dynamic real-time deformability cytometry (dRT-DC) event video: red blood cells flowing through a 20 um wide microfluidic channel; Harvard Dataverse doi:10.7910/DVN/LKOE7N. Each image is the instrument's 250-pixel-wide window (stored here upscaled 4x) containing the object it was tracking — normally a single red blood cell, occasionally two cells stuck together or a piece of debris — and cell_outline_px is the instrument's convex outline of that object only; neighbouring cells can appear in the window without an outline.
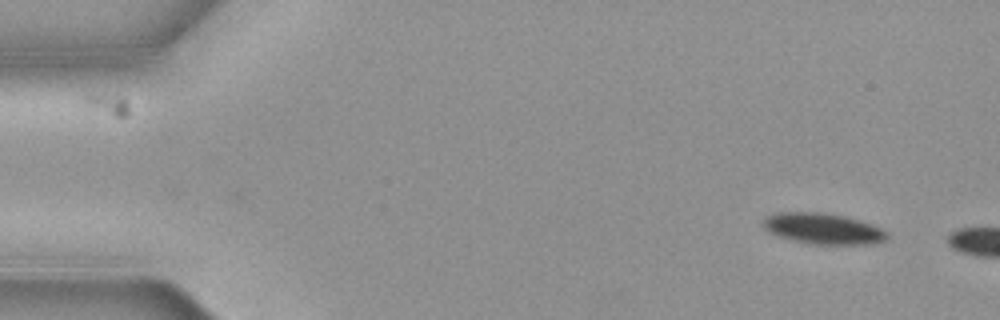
{"species": "common noctule bat (a hibernating species)", "species_latin": "Nyctalus noctula", "temperature_condition": "cold", "stored_images_in_passage": 7, "camera_frame_rate_fps": 3000, "um_per_image_px": 0.085, "animal": {"sex": "female", "body_mass_g": 19.3, "forearm_length_mm": 54.1}, "frame": {"image": 1, "passage_image": 1, "time_ms": 0.0, "image_size_px": [1000, 320], "cell_outline_px": [[888, 240], [872, 244], [812, 244], [780, 236], [768, 232], [760, 224], [764, 216], [776, 212], [820, 212], [844, 216], [860, 220], [872, 224], [888, 232]], "centroid_in_image_um": [69.95, 19.42], "position_along_channel_um": 15.1, "area_um2": 22.48}}
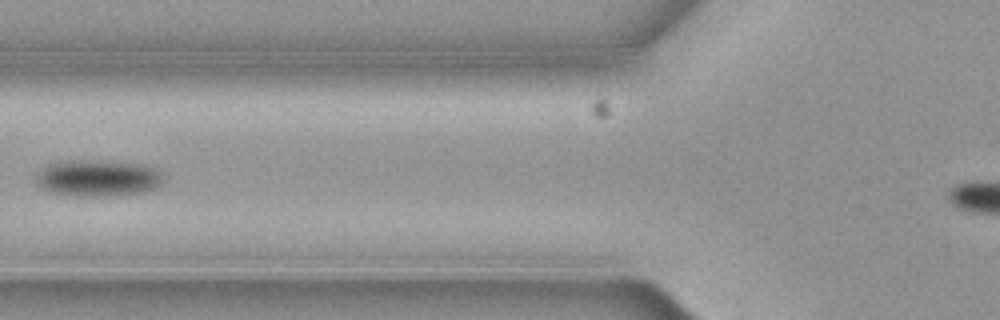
{"frame": {"image": 2, "passage_image": 6, "time_ms": 1.667, "image_size_px": [1000, 320], "cell_outline_px": [[164, 184], [156, 188], [144, 192], [104, 196], [76, 196], [48, 192], [40, 188], [36, 184], [36, 172], [40, 168], [48, 164], [68, 160], [112, 160], [140, 164], [156, 168], [164, 176]], "centroid_in_image_um": [8.31, 15.13], "position_along_channel_um": 117.5, "area_um2": 27.86}}
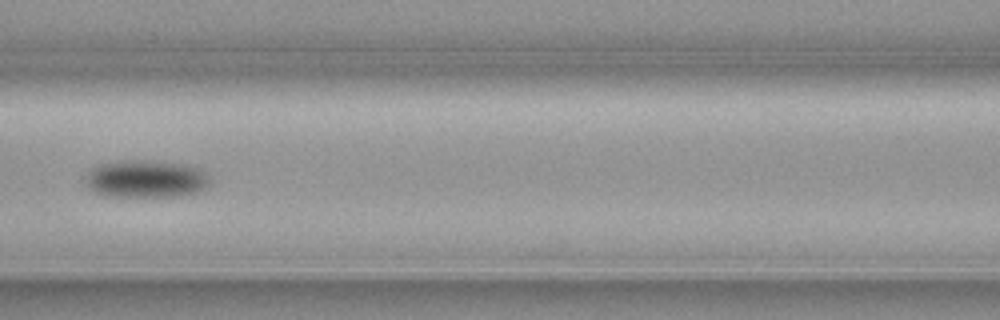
{"frame": {"image": 3, "passage_image": 7, "time_ms": 2.0, "image_size_px": [1000, 320], "cell_outline_px": [[212, 180], [204, 188], [196, 192], [180, 196], [104, 196], [88, 188], [84, 184], [84, 180], [88, 172], [92, 168], [100, 164], [120, 160], [152, 160], [184, 164], [200, 168]], "centroid_in_image_um": [12.38, 15.2], "position_along_channel_um": 154.2, "area_um2": 27.51}}